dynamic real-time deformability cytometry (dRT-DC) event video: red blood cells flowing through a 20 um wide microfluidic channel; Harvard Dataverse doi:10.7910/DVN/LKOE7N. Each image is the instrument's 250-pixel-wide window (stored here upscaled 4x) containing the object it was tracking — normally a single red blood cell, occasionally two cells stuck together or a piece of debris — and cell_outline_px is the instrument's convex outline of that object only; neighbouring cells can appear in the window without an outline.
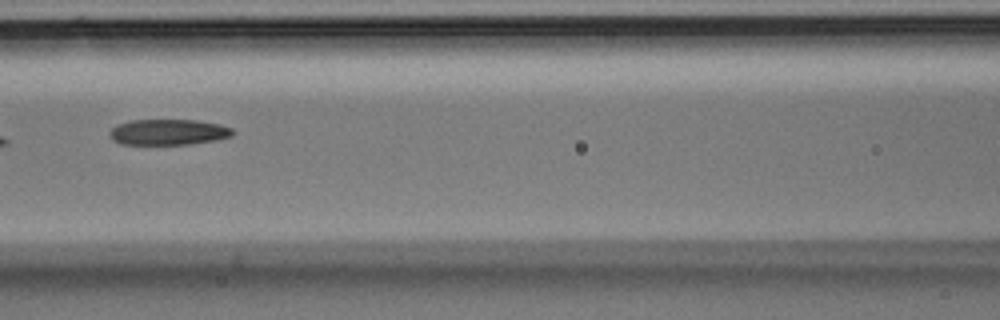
{"species": "Egyptian fruit bat (a non-hibernating species)", "species_latin": "Rousettus aegyptiacus", "temperature_condition": "room temperature", "stored_images_in_passage": 4, "camera_frame_rate_fps": 3000, "um_per_image_px": 0.085, "animal": {"sex": "male"}, "frame": {"image": 1, "passage_image": 3, "time_ms": 0.667, "image_size_px": [1000, 320], "cell_outline_px": [[236, 132], [232, 136], [216, 140], [188, 144], [120, 144], [112, 140], [108, 132], [112, 128], [120, 124], [132, 120], [196, 120], [220, 124], [232, 128]], "centroid_in_image_um": [14.33, 11.23], "position_along_channel_um": 152.3, "area_um2": 18.5}}
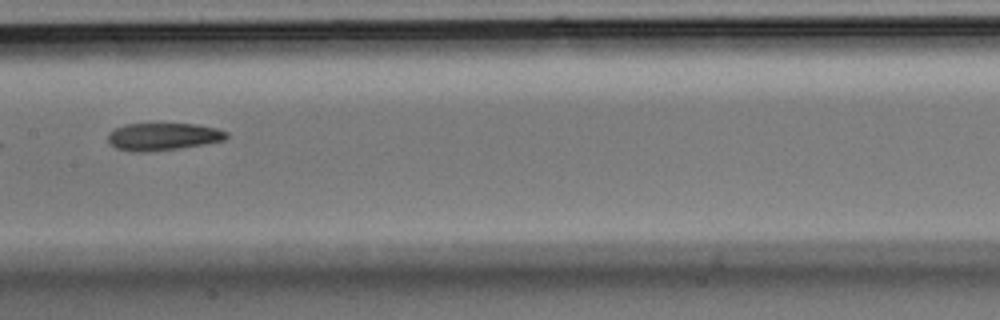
{"frame": {"image": 2, "passage_image": 4, "time_ms": 1.0, "image_size_px": [1000, 320], "cell_outline_px": [[228, 136], [224, 140], [204, 144], [180, 148], [116, 148], [108, 140], [108, 132], [124, 124], [196, 124], [216, 128], [228, 132]], "centroid_in_image_um": [13.95, 11.54], "position_along_channel_um": 193.5, "area_um2": 17.8}}